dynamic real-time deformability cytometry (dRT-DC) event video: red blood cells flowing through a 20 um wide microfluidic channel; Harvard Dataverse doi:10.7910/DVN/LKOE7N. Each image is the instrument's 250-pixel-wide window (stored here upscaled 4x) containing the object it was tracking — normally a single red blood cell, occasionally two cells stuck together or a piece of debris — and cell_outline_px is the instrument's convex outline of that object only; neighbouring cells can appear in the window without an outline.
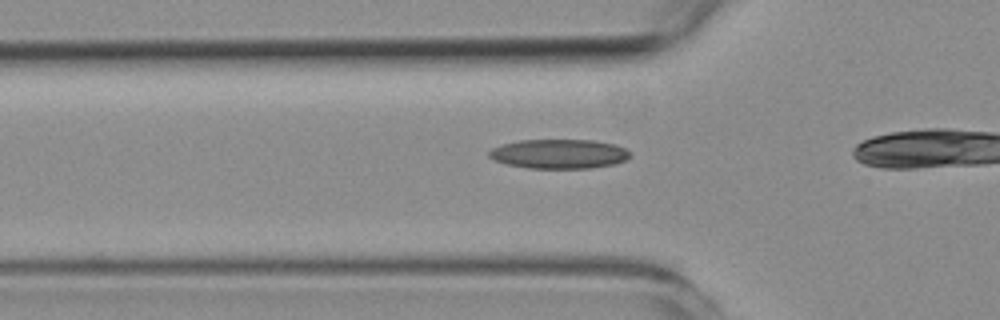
{"species": "common noctule bat (a hibernating species)", "species_latin": "Nyctalus noctula", "temperature_condition": "room temperature", "stored_images_in_passage": 17, "camera_frame_rate_fps": 3000, "um_per_image_px": 0.085, "animal": {"sex": "female", "body_mass_g": 19.3, "forearm_length_mm": 54.1}, "frame": {"image": 1, "passage_image": 8, "time_ms": 2.333, "image_size_px": [1000, 320], "cell_outline_px": [[628, 156], [624, 160], [616, 164], [588, 168], [528, 168], [508, 164], [496, 160], [488, 156], [488, 152], [492, 148], [504, 144], [520, 140], [592, 140], [612, 144], [624, 148], [628, 152]], "centroid_in_image_um": [47.49, 13.08], "position_along_channel_um": 78.3, "area_um2": 23.76}}
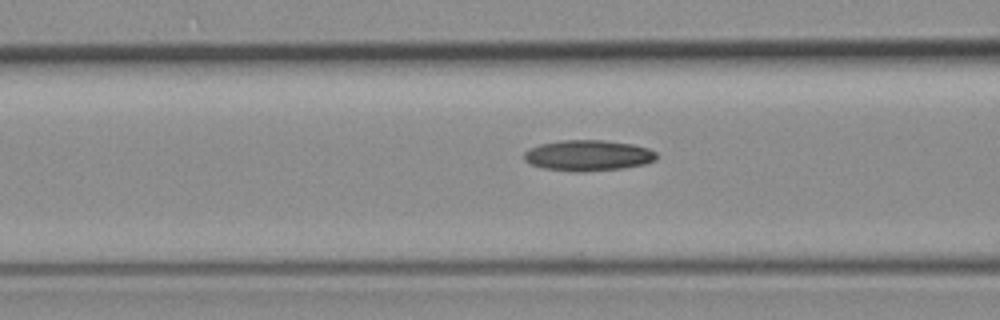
{"frame": {"image": 2, "passage_image": 11, "time_ms": 3.333, "image_size_px": [1000, 320], "cell_outline_px": [[656, 160], [644, 164], [624, 168], [580, 172], [572, 172], [544, 168], [532, 164], [524, 160], [524, 152], [540, 144], [560, 140], [604, 140], [632, 144], [648, 148], [656, 152]], "centroid_in_image_um": [50.0, 13.21], "position_along_channel_um": 116.6, "area_um2": 23.76}}
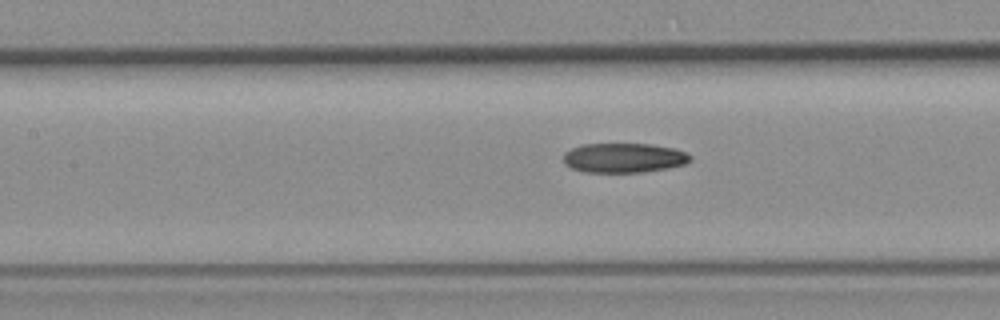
{"frame": {"image": 3, "passage_image": 14, "time_ms": 4.333, "image_size_px": [1000, 320], "cell_outline_px": [[692, 160], [684, 164], [668, 168], [644, 172], [584, 172], [572, 168], [564, 164], [564, 152], [580, 144], [648, 144], [672, 148], [684, 152], [692, 156]], "centroid_in_image_um": [53.0, 13.42], "position_along_channel_um": 154.4, "area_um2": 21.85}}